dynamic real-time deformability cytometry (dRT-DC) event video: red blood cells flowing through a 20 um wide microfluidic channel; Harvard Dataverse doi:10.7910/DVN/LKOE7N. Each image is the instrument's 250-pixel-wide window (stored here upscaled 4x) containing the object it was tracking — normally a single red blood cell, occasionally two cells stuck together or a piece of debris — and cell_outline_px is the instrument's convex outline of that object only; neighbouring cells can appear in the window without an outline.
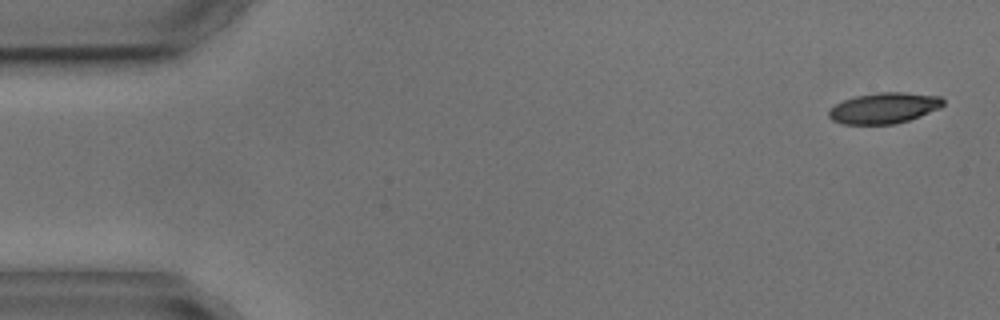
{"species": "common noctule bat (a hibernating species)", "species_latin": "Nyctalus noctula", "temperature_condition": "cold", "stored_images_in_passage": 8, "camera_frame_rate_fps": 3000, "um_per_image_px": 0.085, "animal": {"sex": "male", "body_mass_g": 17.9, "forearm_length_mm": 54.2}, "frame": {"image": 1, "passage_image": 1, "time_ms": 0.0, "image_size_px": [1000, 320], "cell_outline_px": [[944, 104], [940, 108], [920, 116], [908, 120], [892, 124], [844, 124], [832, 120], [828, 116], [828, 112], [836, 104], [844, 100], [856, 96], [876, 92], [904, 92], [940, 96], [944, 100]], "centroid_in_image_um": [75.16, 9.18], "position_along_channel_um": 9.8, "area_um2": 20.46}}
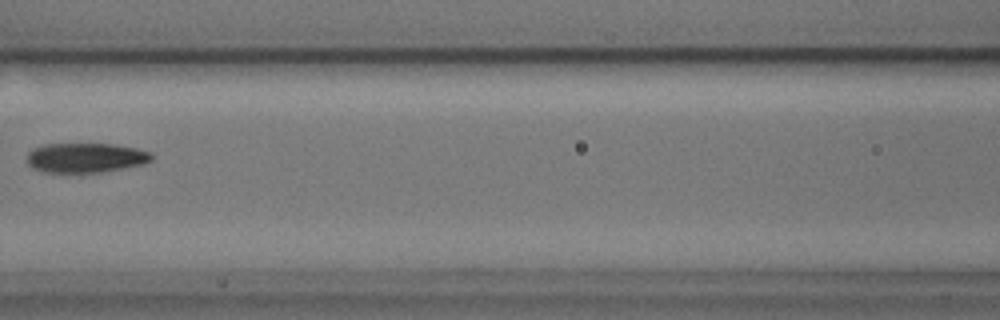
{"frame": {"image": 2, "passage_image": 7, "time_ms": 7.333, "image_size_px": [1000, 320], "cell_outline_px": [[152, 160], [144, 164], [100, 172], [44, 172], [32, 168], [28, 164], [28, 152], [32, 148], [44, 144], [112, 144], [136, 148], [152, 152]], "centroid_in_image_um": [7.27, 13.4], "position_along_channel_um": 159.3, "area_um2": 21.5}}
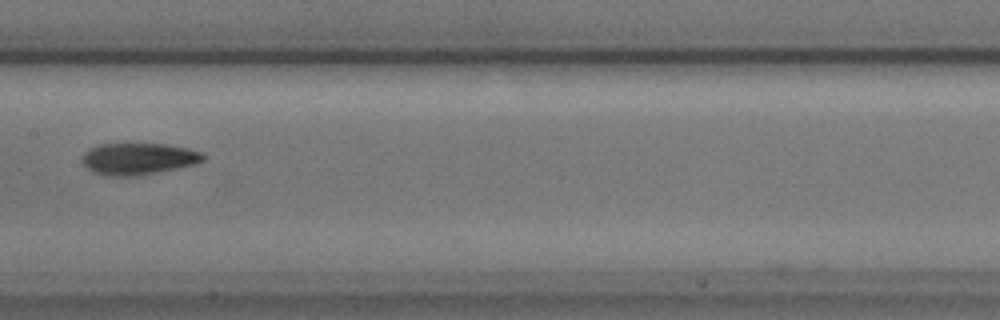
{"frame": {"image": 3, "passage_image": 8, "time_ms": 8.333, "image_size_px": [1000, 320], "cell_outline_px": [[204, 160], [196, 164], [136, 176], [104, 176], [92, 172], [80, 160], [84, 152], [96, 144], [164, 144], [188, 148], [200, 152], [204, 156]], "centroid_in_image_um": [11.7, 13.5], "position_along_channel_um": 195.7, "area_um2": 22.37}}